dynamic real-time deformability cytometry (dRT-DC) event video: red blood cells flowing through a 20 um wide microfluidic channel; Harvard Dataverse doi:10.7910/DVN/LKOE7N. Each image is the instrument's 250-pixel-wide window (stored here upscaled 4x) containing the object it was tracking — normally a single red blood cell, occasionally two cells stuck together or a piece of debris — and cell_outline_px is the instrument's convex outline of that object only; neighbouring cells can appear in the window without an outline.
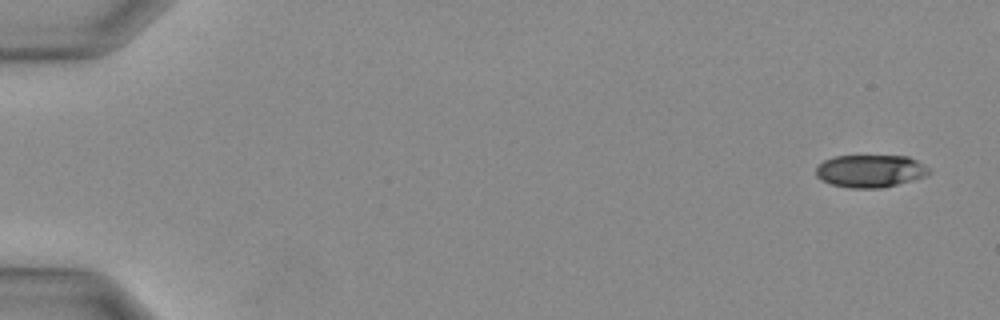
{"species": "Egyptian fruit bat (a non-hibernating species)", "species_latin": "Rousettus aegyptiacus", "temperature_condition": "warm", "stored_images_in_passage": 9, "camera_frame_rate_fps": 3000, "um_per_image_px": 0.085, "animal": {"sex": "female"}, "frame": {"image": 1, "passage_image": 1, "time_ms": 0.0, "image_size_px": [1000, 320], "cell_outline_px": [[932, 172], [928, 176], [880, 188], [848, 188], [832, 184], [816, 176], [816, 168], [824, 160], [836, 156], [908, 156], [916, 160], [928, 168]], "centroid_in_image_um": [74.0, 14.53], "position_along_channel_um": 11.0, "area_um2": 21.33}}